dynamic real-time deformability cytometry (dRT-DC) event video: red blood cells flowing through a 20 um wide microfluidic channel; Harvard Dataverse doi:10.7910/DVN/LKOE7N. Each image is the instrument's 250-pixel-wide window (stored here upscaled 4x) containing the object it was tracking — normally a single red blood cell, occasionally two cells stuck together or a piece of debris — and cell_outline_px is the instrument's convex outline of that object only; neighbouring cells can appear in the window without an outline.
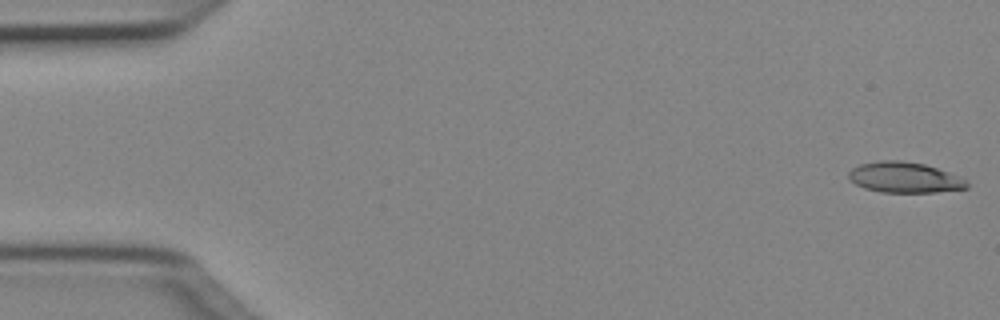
{"species": "Egyptian fruit bat (a non-hibernating species)", "species_latin": "Rousettus aegyptiacus", "temperature_condition": "cold", "stored_images_in_passage": 50, "camera_frame_rate_fps": 3000, "um_per_image_px": 0.085, "animal": {"sex": "female"}, "frame": {"image": 1, "passage_image": 1, "time_ms": 0.0, "image_size_px": [1000, 320], "cell_outline_px": [[968, 188], [936, 192], [880, 192], [864, 188], [848, 180], [848, 172], [852, 168], [860, 164], [880, 160], [900, 160], [924, 164], [960, 176], [968, 184]], "centroid_in_image_um": [76.84, 15.08], "position_along_channel_um": 8.2, "area_um2": 21.1}}
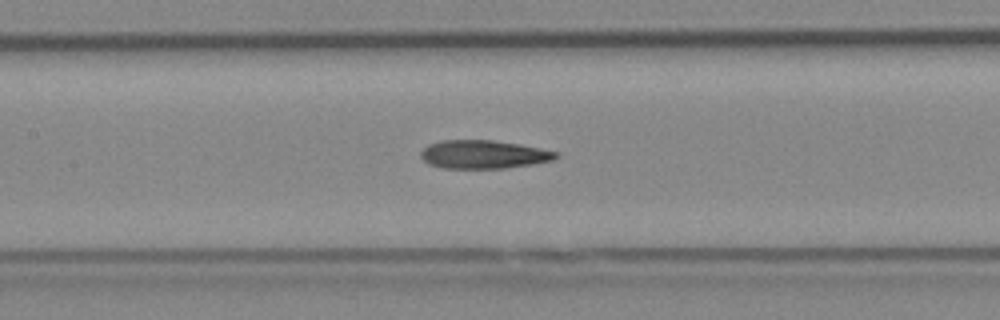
{"frame": {"image": 2, "passage_image": 23, "time_ms": 7.333, "image_size_px": [1000, 320], "cell_outline_px": [[560, 156], [552, 160], [532, 164], [504, 168], [440, 168], [428, 164], [420, 156], [420, 152], [428, 144], [440, 140], [492, 140], [520, 144], [560, 152]], "centroid_in_image_um": [41.09, 13.12], "position_along_channel_um": 166.3, "area_um2": 22.48}}
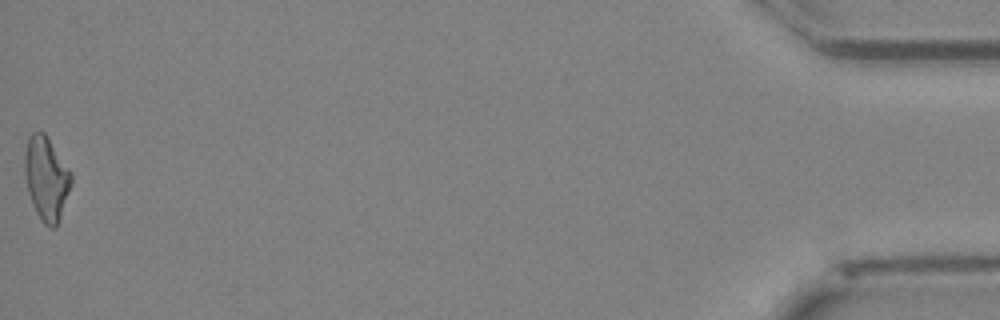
{"frame": {"image": 3, "passage_image": 50, "time_ms": 16.333, "image_size_px": [1000, 320], "cell_outline_px": [[72, 184], [56, 228], [48, 228], [40, 220], [36, 212], [28, 192], [24, 172], [24, 152], [28, 136], [32, 132], [44, 132], [72, 172]], "centroid_in_image_um": [3.94, 15.16], "position_along_channel_um": 431.3, "area_um2": 22.89}, "authors_computed_cell_mechanics": {"area_um2": 22.0796, "velocity_mm_per_s": 4.0458, "shape_relaxation_time_tau1_ms": null, "shape_relaxation_time_tau2_ms": 9.3932, "deformation_change_tau1": null, "deformation_change_tau2": 0.2615}}